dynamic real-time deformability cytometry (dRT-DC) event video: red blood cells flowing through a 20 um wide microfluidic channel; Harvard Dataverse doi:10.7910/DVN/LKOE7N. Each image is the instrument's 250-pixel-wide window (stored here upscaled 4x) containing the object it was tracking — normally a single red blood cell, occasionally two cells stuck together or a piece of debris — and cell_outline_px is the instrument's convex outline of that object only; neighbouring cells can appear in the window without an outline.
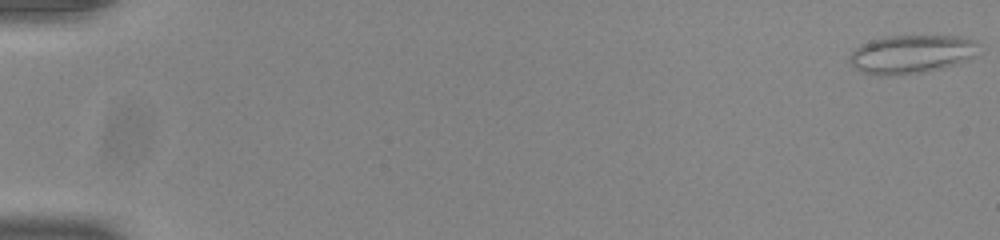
{"species": "common noctule bat (a hibernating species)", "species_latin": "Nyctalus noctula", "temperature_condition": "room temperature", "stored_images_in_passage": 52, "camera_frame_rate_fps": 3000, "um_per_image_px": 0.085, "animal": {"sex": "male", "body_mass_g": 20.0, "forearm_length_mm": 53.3}, "frame": {"image": 1, "passage_image": 1, "time_ms": 0.0, "image_size_px": [1000, 240], "cell_outline_px": [[980, 56], [968, 60], [940, 68], [924, 72], [892, 76], [876, 76], [860, 72], [852, 68], [848, 60], [848, 56], [860, 44], [884, 36], [960, 36], [976, 40], [980, 44]], "centroid_in_image_um": [77.48, 4.61], "position_along_channel_um": 7.5, "area_um2": 29.77}}
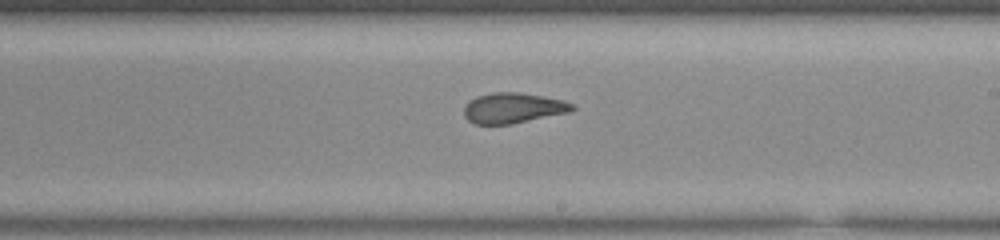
{"frame": {"image": 2, "passage_image": 33, "time_ms": 10.667, "image_size_px": [1000, 240], "cell_outline_px": [[576, 108], [568, 112], [512, 124], [476, 124], [468, 120], [464, 116], [464, 108], [468, 100], [476, 96], [492, 92], [520, 92], [564, 100], [572, 104]], "centroid_in_image_um": [43.58, 9.17], "position_along_channel_um": 245.4, "area_um2": 19.19}}
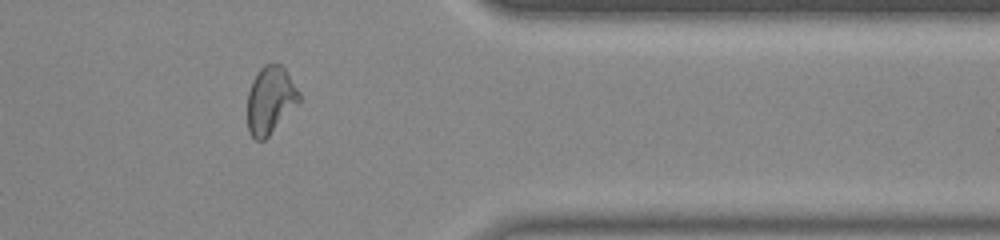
{"frame": {"image": 3, "passage_image": 45, "time_ms": 14.667, "image_size_px": [1000, 240], "cell_outline_px": [[300, 100], [268, 136], [264, 140], [256, 140], [248, 132], [248, 92], [252, 80], [260, 68], [264, 64], [280, 64], [284, 68], [300, 92]], "centroid_in_image_um": [22.96, 8.49], "position_along_channel_um": 388.4, "area_um2": 20.0}}